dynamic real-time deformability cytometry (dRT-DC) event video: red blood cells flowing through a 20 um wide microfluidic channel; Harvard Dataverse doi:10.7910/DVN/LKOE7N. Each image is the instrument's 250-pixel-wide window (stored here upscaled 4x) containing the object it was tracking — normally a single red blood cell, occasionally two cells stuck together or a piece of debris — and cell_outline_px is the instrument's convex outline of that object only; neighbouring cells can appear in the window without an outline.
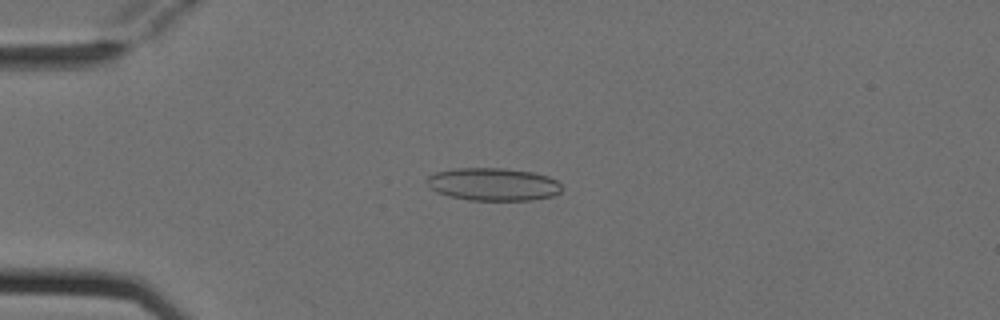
{"species": "Egyptian fruit bat (a non-hibernating species)", "species_latin": "Rousettus aegyptiacus", "temperature_condition": "cold", "stored_images_in_passage": 8, "camera_frame_rate_fps": 3000, "um_per_image_px": 0.085, "animal": {"sex": "female"}, "frame": {"image": 1, "passage_image": 4, "time_ms": 1.0, "image_size_px": [1000, 320], "cell_outline_px": [[560, 192], [552, 196], [532, 200], [468, 200], [448, 196], [436, 192], [424, 180], [428, 176], [436, 172], [456, 168], [504, 168], [532, 172], [548, 176], [556, 180], [560, 184]], "centroid_in_image_um": [41.89, 15.66], "position_along_channel_um": 43.1, "area_um2": 25.78}}
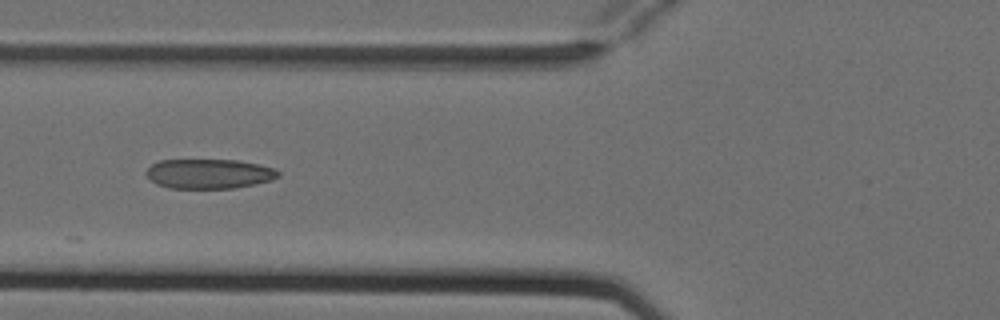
{"frame": {"image": 2, "passage_image": 6, "time_ms": 1.667, "image_size_px": [1000, 320], "cell_outline_px": [[280, 176], [272, 180], [256, 184], [236, 188], [168, 188], [156, 184], [144, 172], [152, 164], [160, 160], [236, 160], [276, 168], [280, 172]], "centroid_in_image_um": [17.79, 14.77], "position_along_channel_um": 108.0, "area_um2": 22.89}}
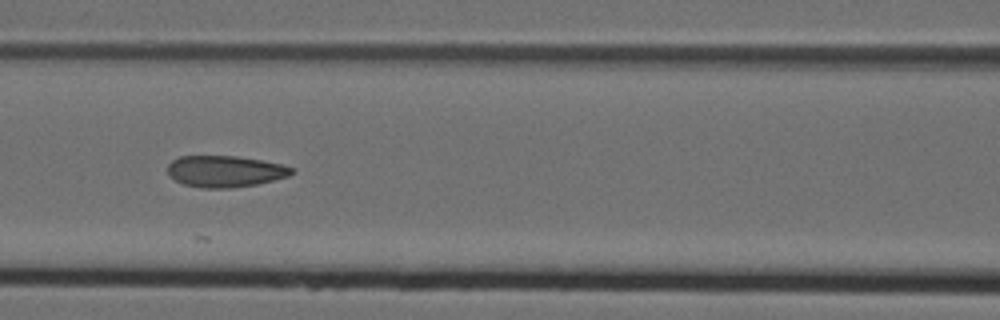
{"frame": {"image": 3, "passage_image": 7, "time_ms": 2.0, "image_size_px": [1000, 320], "cell_outline_px": [[296, 172], [288, 176], [256, 184], [232, 188], [200, 188], [184, 184], [168, 176], [168, 164], [172, 160], [180, 156], [236, 156], [260, 160], [280, 164], [296, 168]], "centroid_in_image_um": [19.13, 14.56], "position_along_channel_um": 147.5, "area_um2": 22.77}}